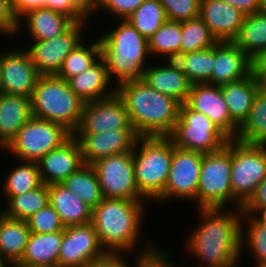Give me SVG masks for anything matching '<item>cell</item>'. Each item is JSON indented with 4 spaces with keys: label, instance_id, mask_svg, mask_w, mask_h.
Returning <instances> with one entry per match:
<instances>
[{
    "label": "cell",
    "instance_id": "obj_1",
    "mask_svg": "<svg viewBox=\"0 0 266 267\" xmlns=\"http://www.w3.org/2000/svg\"><path fill=\"white\" fill-rule=\"evenodd\" d=\"M196 208L201 220L184 243V250L199 261L196 267H237L241 259L239 208ZM225 209V210H224ZM230 209V210H229ZM202 264V265H201Z\"/></svg>",
    "mask_w": 266,
    "mask_h": 267
},
{
    "label": "cell",
    "instance_id": "obj_2",
    "mask_svg": "<svg viewBox=\"0 0 266 267\" xmlns=\"http://www.w3.org/2000/svg\"><path fill=\"white\" fill-rule=\"evenodd\" d=\"M145 203L150 202L148 200L103 198L92 210L91 224L106 253L132 255L135 252L144 254L157 246L151 238L149 242L144 241L143 238L144 246L141 244L142 230L145 229L142 224L147 212Z\"/></svg>",
    "mask_w": 266,
    "mask_h": 267
},
{
    "label": "cell",
    "instance_id": "obj_3",
    "mask_svg": "<svg viewBox=\"0 0 266 267\" xmlns=\"http://www.w3.org/2000/svg\"><path fill=\"white\" fill-rule=\"evenodd\" d=\"M131 127L139 137L169 136L179 118L181 103L150 87L142 79L116 86Z\"/></svg>",
    "mask_w": 266,
    "mask_h": 267
},
{
    "label": "cell",
    "instance_id": "obj_4",
    "mask_svg": "<svg viewBox=\"0 0 266 267\" xmlns=\"http://www.w3.org/2000/svg\"><path fill=\"white\" fill-rule=\"evenodd\" d=\"M115 22V27H107L108 31L100 33L98 39L109 79L116 81V87L123 82L142 79L150 54L148 40L135 27L127 20Z\"/></svg>",
    "mask_w": 266,
    "mask_h": 267
},
{
    "label": "cell",
    "instance_id": "obj_5",
    "mask_svg": "<svg viewBox=\"0 0 266 267\" xmlns=\"http://www.w3.org/2000/svg\"><path fill=\"white\" fill-rule=\"evenodd\" d=\"M168 136L138 137L133 148L135 182L139 192L153 203L164 192L173 158Z\"/></svg>",
    "mask_w": 266,
    "mask_h": 267
},
{
    "label": "cell",
    "instance_id": "obj_6",
    "mask_svg": "<svg viewBox=\"0 0 266 267\" xmlns=\"http://www.w3.org/2000/svg\"><path fill=\"white\" fill-rule=\"evenodd\" d=\"M84 104L68 81L57 75H40L31 96L33 117L58 123L72 134L80 124Z\"/></svg>",
    "mask_w": 266,
    "mask_h": 267
},
{
    "label": "cell",
    "instance_id": "obj_7",
    "mask_svg": "<svg viewBox=\"0 0 266 267\" xmlns=\"http://www.w3.org/2000/svg\"><path fill=\"white\" fill-rule=\"evenodd\" d=\"M231 140L219 151L203 154L196 208H225L233 204L230 180Z\"/></svg>",
    "mask_w": 266,
    "mask_h": 267
},
{
    "label": "cell",
    "instance_id": "obj_8",
    "mask_svg": "<svg viewBox=\"0 0 266 267\" xmlns=\"http://www.w3.org/2000/svg\"><path fill=\"white\" fill-rule=\"evenodd\" d=\"M266 178V146L231 139L230 180L235 208L242 207Z\"/></svg>",
    "mask_w": 266,
    "mask_h": 267
},
{
    "label": "cell",
    "instance_id": "obj_9",
    "mask_svg": "<svg viewBox=\"0 0 266 267\" xmlns=\"http://www.w3.org/2000/svg\"><path fill=\"white\" fill-rule=\"evenodd\" d=\"M72 135L58 123L32 117L19 129L17 135L2 152L10 154L17 159V162H37Z\"/></svg>",
    "mask_w": 266,
    "mask_h": 267
},
{
    "label": "cell",
    "instance_id": "obj_10",
    "mask_svg": "<svg viewBox=\"0 0 266 267\" xmlns=\"http://www.w3.org/2000/svg\"><path fill=\"white\" fill-rule=\"evenodd\" d=\"M168 137L176 147L202 154L217 152L230 141L207 116L186 103L181 104L179 118Z\"/></svg>",
    "mask_w": 266,
    "mask_h": 267
},
{
    "label": "cell",
    "instance_id": "obj_11",
    "mask_svg": "<svg viewBox=\"0 0 266 267\" xmlns=\"http://www.w3.org/2000/svg\"><path fill=\"white\" fill-rule=\"evenodd\" d=\"M91 165L104 198L147 200L135 182L133 150L101 158Z\"/></svg>",
    "mask_w": 266,
    "mask_h": 267
},
{
    "label": "cell",
    "instance_id": "obj_12",
    "mask_svg": "<svg viewBox=\"0 0 266 267\" xmlns=\"http://www.w3.org/2000/svg\"><path fill=\"white\" fill-rule=\"evenodd\" d=\"M86 22L90 24L88 20L74 22L59 36L48 40H33L28 43L27 48L24 46L40 75H57L59 73L68 54L87 38L85 37L86 29H84L87 27Z\"/></svg>",
    "mask_w": 266,
    "mask_h": 267
},
{
    "label": "cell",
    "instance_id": "obj_13",
    "mask_svg": "<svg viewBox=\"0 0 266 267\" xmlns=\"http://www.w3.org/2000/svg\"><path fill=\"white\" fill-rule=\"evenodd\" d=\"M203 154L184 150L174 145L173 158L164 192L155 200L156 203H169L177 200L194 202L199 184Z\"/></svg>",
    "mask_w": 266,
    "mask_h": 267
},
{
    "label": "cell",
    "instance_id": "obj_14",
    "mask_svg": "<svg viewBox=\"0 0 266 267\" xmlns=\"http://www.w3.org/2000/svg\"><path fill=\"white\" fill-rule=\"evenodd\" d=\"M107 253L91 222L65 227L58 257L59 267H88Z\"/></svg>",
    "mask_w": 266,
    "mask_h": 267
},
{
    "label": "cell",
    "instance_id": "obj_15",
    "mask_svg": "<svg viewBox=\"0 0 266 267\" xmlns=\"http://www.w3.org/2000/svg\"><path fill=\"white\" fill-rule=\"evenodd\" d=\"M40 74L25 49L0 50L2 93L31 98Z\"/></svg>",
    "mask_w": 266,
    "mask_h": 267
},
{
    "label": "cell",
    "instance_id": "obj_16",
    "mask_svg": "<svg viewBox=\"0 0 266 267\" xmlns=\"http://www.w3.org/2000/svg\"><path fill=\"white\" fill-rule=\"evenodd\" d=\"M114 129H133L123 101L116 93L85 103L80 124L74 133H103Z\"/></svg>",
    "mask_w": 266,
    "mask_h": 267
},
{
    "label": "cell",
    "instance_id": "obj_17",
    "mask_svg": "<svg viewBox=\"0 0 266 267\" xmlns=\"http://www.w3.org/2000/svg\"><path fill=\"white\" fill-rule=\"evenodd\" d=\"M186 104L207 116L230 140L237 137L239 127L231 120L220 86L192 84Z\"/></svg>",
    "mask_w": 266,
    "mask_h": 267
},
{
    "label": "cell",
    "instance_id": "obj_18",
    "mask_svg": "<svg viewBox=\"0 0 266 267\" xmlns=\"http://www.w3.org/2000/svg\"><path fill=\"white\" fill-rule=\"evenodd\" d=\"M81 146L84 164L133 150L139 137L134 129H114L103 133H73Z\"/></svg>",
    "mask_w": 266,
    "mask_h": 267
},
{
    "label": "cell",
    "instance_id": "obj_19",
    "mask_svg": "<svg viewBox=\"0 0 266 267\" xmlns=\"http://www.w3.org/2000/svg\"><path fill=\"white\" fill-rule=\"evenodd\" d=\"M37 163L44 184L62 183L84 165L80 143L72 135L62 145L45 154Z\"/></svg>",
    "mask_w": 266,
    "mask_h": 267
},
{
    "label": "cell",
    "instance_id": "obj_20",
    "mask_svg": "<svg viewBox=\"0 0 266 267\" xmlns=\"http://www.w3.org/2000/svg\"><path fill=\"white\" fill-rule=\"evenodd\" d=\"M251 74V58L233 41L214 45V67L207 84L222 86Z\"/></svg>",
    "mask_w": 266,
    "mask_h": 267
},
{
    "label": "cell",
    "instance_id": "obj_21",
    "mask_svg": "<svg viewBox=\"0 0 266 267\" xmlns=\"http://www.w3.org/2000/svg\"><path fill=\"white\" fill-rule=\"evenodd\" d=\"M199 17L218 42L234 41L245 14L223 0H201Z\"/></svg>",
    "mask_w": 266,
    "mask_h": 267
},
{
    "label": "cell",
    "instance_id": "obj_22",
    "mask_svg": "<svg viewBox=\"0 0 266 267\" xmlns=\"http://www.w3.org/2000/svg\"><path fill=\"white\" fill-rule=\"evenodd\" d=\"M164 61V64L162 60L160 64L149 63L151 65L144 70L142 80L154 90L173 97L181 104L186 103L192 83L173 60Z\"/></svg>",
    "mask_w": 266,
    "mask_h": 267
},
{
    "label": "cell",
    "instance_id": "obj_23",
    "mask_svg": "<svg viewBox=\"0 0 266 267\" xmlns=\"http://www.w3.org/2000/svg\"><path fill=\"white\" fill-rule=\"evenodd\" d=\"M71 90L84 102L102 100L115 94L106 62L100 57L88 69L68 80ZM110 85V86H109Z\"/></svg>",
    "mask_w": 266,
    "mask_h": 267
},
{
    "label": "cell",
    "instance_id": "obj_24",
    "mask_svg": "<svg viewBox=\"0 0 266 267\" xmlns=\"http://www.w3.org/2000/svg\"><path fill=\"white\" fill-rule=\"evenodd\" d=\"M18 21L17 33H21L20 28L26 29L29 41L52 39L61 35L74 23L70 17L46 7L29 11Z\"/></svg>",
    "mask_w": 266,
    "mask_h": 267
},
{
    "label": "cell",
    "instance_id": "obj_25",
    "mask_svg": "<svg viewBox=\"0 0 266 267\" xmlns=\"http://www.w3.org/2000/svg\"><path fill=\"white\" fill-rule=\"evenodd\" d=\"M32 117L31 98L0 93V152Z\"/></svg>",
    "mask_w": 266,
    "mask_h": 267
},
{
    "label": "cell",
    "instance_id": "obj_26",
    "mask_svg": "<svg viewBox=\"0 0 266 267\" xmlns=\"http://www.w3.org/2000/svg\"><path fill=\"white\" fill-rule=\"evenodd\" d=\"M231 120L240 127L247 119L255 95L260 90L259 81L252 73L246 78L220 86Z\"/></svg>",
    "mask_w": 266,
    "mask_h": 267
},
{
    "label": "cell",
    "instance_id": "obj_27",
    "mask_svg": "<svg viewBox=\"0 0 266 267\" xmlns=\"http://www.w3.org/2000/svg\"><path fill=\"white\" fill-rule=\"evenodd\" d=\"M49 204L65 227L91 222L92 209L61 183L48 185Z\"/></svg>",
    "mask_w": 266,
    "mask_h": 267
},
{
    "label": "cell",
    "instance_id": "obj_28",
    "mask_svg": "<svg viewBox=\"0 0 266 267\" xmlns=\"http://www.w3.org/2000/svg\"><path fill=\"white\" fill-rule=\"evenodd\" d=\"M62 240L63 230L46 234L31 232L24 255L17 266L38 267L58 265Z\"/></svg>",
    "mask_w": 266,
    "mask_h": 267
},
{
    "label": "cell",
    "instance_id": "obj_29",
    "mask_svg": "<svg viewBox=\"0 0 266 267\" xmlns=\"http://www.w3.org/2000/svg\"><path fill=\"white\" fill-rule=\"evenodd\" d=\"M31 232L27 221L0 214V256L8 264H18L24 255Z\"/></svg>",
    "mask_w": 266,
    "mask_h": 267
},
{
    "label": "cell",
    "instance_id": "obj_30",
    "mask_svg": "<svg viewBox=\"0 0 266 267\" xmlns=\"http://www.w3.org/2000/svg\"><path fill=\"white\" fill-rule=\"evenodd\" d=\"M247 247V250L245 248ZM246 250L255 267H266V222L261 216L243 213L241 221V254ZM249 250V251H248Z\"/></svg>",
    "mask_w": 266,
    "mask_h": 267
},
{
    "label": "cell",
    "instance_id": "obj_31",
    "mask_svg": "<svg viewBox=\"0 0 266 267\" xmlns=\"http://www.w3.org/2000/svg\"><path fill=\"white\" fill-rule=\"evenodd\" d=\"M236 141L266 146V94L261 90L254 97L250 113L239 127Z\"/></svg>",
    "mask_w": 266,
    "mask_h": 267
},
{
    "label": "cell",
    "instance_id": "obj_32",
    "mask_svg": "<svg viewBox=\"0 0 266 267\" xmlns=\"http://www.w3.org/2000/svg\"><path fill=\"white\" fill-rule=\"evenodd\" d=\"M92 210L103 200L97 174L91 164H84L62 183Z\"/></svg>",
    "mask_w": 266,
    "mask_h": 267
},
{
    "label": "cell",
    "instance_id": "obj_33",
    "mask_svg": "<svg viewBox=\"0 0 266 267\" xmlns=\"http://www.w3.org/2000/svg\"><path fill=\"white\" fill-rule=\"evenodd\" d=\"M3 181L2 193L4 201L7 203L13 196L21 195L30 191L43 182L40 177L39 167L37 162L20 161L11 171L5 176Z\"/></svg>",
    "mask_w": 266,
    "mask_h": 267
},
{
    "label": "cell",
    "instance_id": "obj_34",
    "mask_svg": "<svg viewBox=\"0 0 266 267\" xmlns=\"http://www.w3.org/2000/svg\"><path fill=\"white\" fill-rule=\"evenodd\" d=\"M48 204V185L42 183L30 191L13 196L5 204V209L2 210V213L9 218L27 221L32 215Z\"/></svg>",
    "mask_w": 266,
    "mask_h": 267
},
{
    "label": "cell",
    "instance_id": "obj_35",
    "mask_svg": "<svg viewBox=\"0 0 266 267\" xmlns=\"http://www.w3.org/2000/svg\"><path fill=\"white\" fill-rule=\"evenodd\" d=\"M233 42L250 58L266 48V11L245 15L240 31Z\"/></svg>",
    "mask_w": 266,
    "mask_h": 267
},
{
    "label": "cell",
    "instance_id": "obj_36",
    "mask_svg": "<svg viewBox=\"0 0 266 267\" xmlns=\"http://www.w3.org/2000/svg\"><path fill=\"white\" fill-rule=\"evenodd\" d=\"M181 22L166 21L149 39L148 48L151 59L166 57L174 60L180 54ZM155 56V58H154Z\"/></svg>",
    "mask_w": 266,
    "mask_h": 267
},
{
    "label": "cell",
    "instance_id": "obj_37",
    "mask_svg": "<svg viewBox=\"0 0 266 267\" xmlns=\"http://www.w3.org/2000/svg\"><path fill=\"white\" fill-rule=\"evenodd\" d=\"M192 83H206L211 78L214 67V46L185 54L173 60Z\"/></svg>",
    "mask_w": 266,
    "mask_h": 267
},
{
    "label": "cell",
    "instance_id": "obj_38",
    "mask_svg": "<svg viewBox=\"0 0 266 267\" xmlns=\"http://www.w3.org/2000/svg\"><path fill=\"white\" fill-rule=\"evenodd\" d=\"M89 44V45H88ZM83 40L68 54L58 77L68 81L70 78L82 73L94 64L101 57V45L99 39H94L93 43Z\"/></svg>",
    "mask_w": 266,
    "mask_h": 267
},
{
    "label": "cell",
    "instance_id": "obj_39",
    "mask_svg": "<svg viewBox=\"0 0 266 267\" xmlns=\"http://www.w3.org/2000/svg\"><path fill=\"white\" fill-rule=\"evenodd\" d=\"M127 20L147 40L167 21L160 0H145Z\"/></svg>",
    "mask_w": 266,
    "mask_h": 267
},
{
    "label": "cell",
    "instance_id": "obj_40",
    "mask_svg": "<svg viewBox=\"0 0 266 267\" xmlns=\"http://www.w3.org/2000/svg\"><path fill=\"white\" fill-rule=\"evenodd\" d=\"M181 26L180 54L208 49L218 42L199 16L181 22Z\"/></svg>",
    "mask_w": 266,
    "mask_h": 267
},
{
    "label": "cell",
    "instance_id": "obj_41",
    "mask_svg": "<svg viewBox=\"0 0 266 267\" xmlns=\"http://www.w3.org/2000/svg\"><path fill=\"white\" fill-rule=\"evenodd\" d=\"M27 223L30 232L37 234L54 233L65 229L60 216L50 204L32 215Z\"/></svg>",
    "mask_w": 266,
    "mask_h": 267
},
{
    "label": "cell",
    "instance_id": "obj_42",
    "mask_svg": "<svg viewBox=\"0 0 266 267\" xmlns=\"http://www.w3.org/2000/svg\"><path fill=\"white\" fill-rule=\"evenodd\" d=\"M168 21L183 22L199 16L201 0H160Z\"/></svg>",
    "mask_w": 266,
    "mask_h": 267
},
{
    "label": "cell",
    "instance_id": "obj_43",
    "mask_svg": "<svg viewBox=\"0 0 266 267\" xmlns=\"http://www.w3.org/2000/svg\"><path fill=\"white\" fill-rule=\"evenodd\" d=\"M167 250L168 249H160L157 245L154 249L144 254H134L136 256L133 259H135L136 262H133V267H176L174 266L176 263H172L174 259L171 258V252Z\"/></svg>",
    "mask_w": 266,
    "mask_h": 267
},
{
    "label": "cell",
    "instance_id": "obj_44",
    "mask_svg": "<svg viewBox=\"0 0 266 267\" xmlns=\"http://www.w3.org/2000/svg\"><path fill=\"white\" fill-rule=\"evenodd\" d=\"M145 0H99L98 11L100 9L111 16L125 20L131 15ZM119 17V18H118Z\"/></svg>",
    "mask_w": 266,
    "mask_h": 267
},
{
    "label": "cell",
    "instance_id": "obj_45",
    "mask_svg": "<svg viewBox=\"0 0 266 267\" xmlns=\"http://www.w3.org/2000/svg\"><path fill=\"white\" fill-rule=\"evenodd\" d=\"M18 19L15 17L11 0H0V34L5 37L17 35Z\"/></svg>",
    "mask_w": 266,
    "mask_h": 267
},
{
    "label": "cell",
    "instance_id": "obj_46",
    "mask_svg": "<svg viewBox=\"0 0 266 267\" xmlns=\"http://www.w3.org/2000/svg\"><path fill=\"white\" fill-rule=\"evenodd\" d=\"M243 213L260 216L266 212V178L258 185L253 196L242 207Z\"/></svg>",
    "mask_w": 266,
    "mask_h": 267
},
{
    "label": "cell",
    "instance_id": "obj_47",
    "mask_svg": "<svg viewBox=\"0 0 266 267\" xmlns=\"http://www.w3.org/2000/svg\"><path fill=\"white\" fill-rule=\"evenodd\" d=\"M70 17L74 22L87 21L70 3L69 0H47L44 6Z\"/></svg>",
    "mask_w": 266,
    "mask_h": 267
},
{
    "label": "cell",
    "instance_id": "obj_48",
    "mask_svg": "<svg viewBox=\"0 0 266 267\" xmlns=\"http://www.w3.org/2000/svg\"><path fill=\"white\" fill-rule=\"evenodd\" d=\"M123 255L107 253L104 257L93 261L88 267H132L125 254Z\"/></svg>",
    "mask_w": 266,
    "mask_h": 267
},
{
    "label": "cell",
    "instance_id": "obj_49",
    "mask_svg": "<svg viewBox=\"0 0 266 267\" xmlns=\"http://www.w3.org/2000/svg\"><path fill=\"white\" fill-rule=\"evenodd\" d=\"M47 0H11L15 17L19 20L31 10L42 8Z\"/></svg>",
    "mask_w": 266,
    "mask_h": 267
},
{
    "label": "cell",
    "instance_id": "obj_50",
    "mask_svg": "<svg viewBox=\"0 0 266 267\" xmlns=\"http://www.w3.org/2000/svg\"><path fill=\"white\" fill-rule=\"evenodd\" d=\"M69 1L71 5L88 21L92 20L91 16L97 14L99 0H69Z\"/></svg>",
    "mask_w": 266,
    "mask_h": 267
},
{
    "label": "cell",
    "instance_id": "obj_51",
    "mask_svg": "<svg viewBox=\"0 0 266 267\" xmlns=\"http://www.w3.org/2000/svg\"><path fill=\"white\" fill-rule=\"evenodd\" d=\"M237 8L245 15H251L261 11L259 0H223Z\"/></svg>",
    "mask_w": 266,
    "mask_h": 267
},
{
    "label": "cell",
    "instance_id": "obj_52",
    "mask_svg": "<svg viewBox=\"0 0 266 267\" xmlns=\"http://www.w3.org/2000/svg\"><path fill=\"white\" fill-rule=\"evenodd\" d=\"M266 72V48L251 58V73L257 78Z\"/></svg>",
    "mask_w": 266,
    "mask_h": 267
},
{
    "label": "cell",
    "instance_id": "obj_53",
    "mask_svg": "<svg viewBox=\"0 0 266 267\" xmlns=\"http://www.w3.org/2000/svg\"><path fill=\"white\" fill-rule=\"evenodd\" d=\"M260 90L266 94V72L258 77Z\"/></svg>",
    "mask_w": 266,
    "mask_h": 267
},
{
    "label": "cell",
    "instance_id": "obj_54",
    "mask_svg": "<svg viewBox=\"0 0 266 267\" xmlns=\"http://www.w3.org/2000/svg\"><path fill=\"white\" fill-rule=\"evenodd\" d=\"M261 11H266V0H259Z\"/></svg>",
    "mask_w": 266,
    "mask_h": 267
},
{
    "label": "cell",
    "instance_id": "obj_55",
    "mask_svg": "<svg viewBox=\"0 0 266 267\" xmlns=\"http://www.w3.org/2000/svg\"><path fill=\"white\" fill-rule=\"evenodd\" d=\"M8 263L0 256V267H5Z\"/></svg>",
    "mask_w": 266,
    "mask_h": 267
},
{
    "label": "cell",
    "instance_id": "obj_56",
    "mask_svg": "<svg viewBox=\"0 0 266 267\" xmlns=\"http://www.w3.org/2000/svg\"><path fill=\"white\" fill-rule=\"evenodd\" d=\"M5 267H18L17 264H8Z\"/></svg>",
    "mask_w": 266,
    "mask_h": 267
},
{
    "label": "cell",
    "instance_id": "obj_57",
    "mask_svg": "<svg viewBox=\"0 0 266 267\" xmlns=\"http://www.w3.org/2000/svg\"><path fill=\"white\" fill-rule=\"evenodd\" d=\"M266 222V212H264L263 214L260 215Z\"/></svg>",
    "mask_w": 266,
    "mask_h": 267
},
{
    "label": "cell",
    "instance_id": "obj_58",
    "mask_svg": "<svg viewBox=\"0 0 266 267\" xmlns=\"http://www.w3.org/2000/svg\"><path fill=\"white\" fill-rule=\"evenodd\" d=\"M38 267H59L58 265H54V266H38Z\"/></svg>",
    "mask_w": 266,
    "mask_h": 267
},
{
    "label": "cell",
    "instance_id": "obj_59",
    "mask_svg": "<svg viewBox=\"0 0 266 267\" xmlns=\"http://www.w3.org/2000/svg\"><path fill=\"white\" fill-rule=\"evenodd\" d=\"M2 92V88H1V77H0V93Z\"/></svg>",
    "mask_w": 266,
    "mask_h": 267
}]
</instances>
